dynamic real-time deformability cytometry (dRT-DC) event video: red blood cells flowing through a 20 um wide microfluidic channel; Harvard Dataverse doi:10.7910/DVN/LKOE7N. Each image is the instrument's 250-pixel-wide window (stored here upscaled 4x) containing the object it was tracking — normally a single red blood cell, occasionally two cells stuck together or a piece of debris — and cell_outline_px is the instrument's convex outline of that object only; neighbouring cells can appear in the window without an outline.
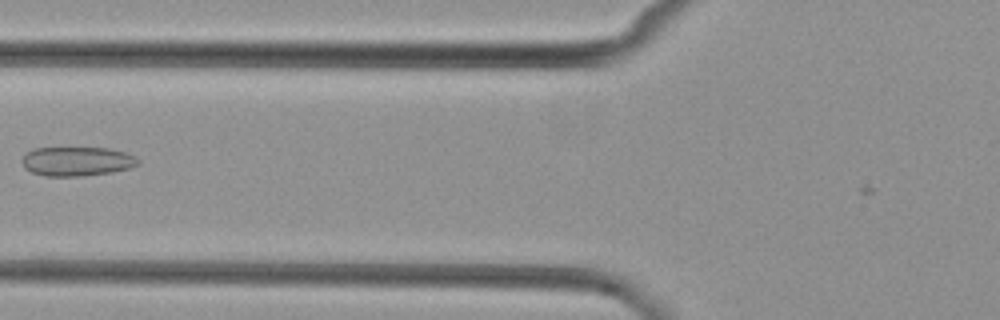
{"species": "common noctule bat (a hibernating species)", "species_latin": "Nyctalus noctula", "temperature_condition": "cold", "stored_images_in_passage": 4, "camera_frame_rate_fps": 3000, "um_per_image_px": 0.085, "animal": {"sex": "female", "body_mass_g": 29.2, "forearm_length_mm": 56.3}, "frame": {"image": 1, "passage_image": 3, "time_ms": 2.667, "image_size_px": [1000, 320], "cell_outline_px": [[140, 164], [128, 168], [112, 172], [80, 176], [44, 176], [32, 172], [24, 168], [20, 160], [28, 152], [36, 148], [108, 148], [124, 152], [136, 156], [140, 160]], "centroid_in_image_um": [6.54, 13.72], "position_along_channel_um": 119.3, "area_um2": 19.77}}
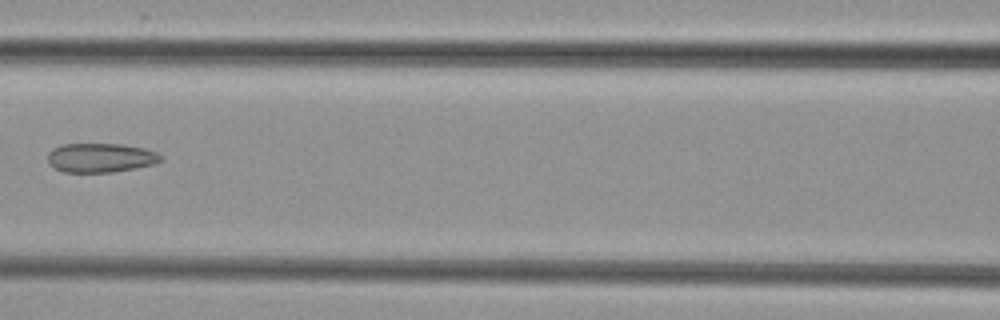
{"frame": {"image": 2, "passage_image": 4, "time_ms": 3.667, "image_size_px": [1000, 320], "cell_outline_px": [[164, 160], [152, 164], [136, 168], [112, 172], [64, 172], [48, 164], [48, 152], [52, 148], [60, 144], [124, 144], [144, 148], [156, 152], [164, 156]], "centroid_in_image_um": [8.56, 13.4], "position_along_channel_um": 158.0, "area_um2": 19.42}}